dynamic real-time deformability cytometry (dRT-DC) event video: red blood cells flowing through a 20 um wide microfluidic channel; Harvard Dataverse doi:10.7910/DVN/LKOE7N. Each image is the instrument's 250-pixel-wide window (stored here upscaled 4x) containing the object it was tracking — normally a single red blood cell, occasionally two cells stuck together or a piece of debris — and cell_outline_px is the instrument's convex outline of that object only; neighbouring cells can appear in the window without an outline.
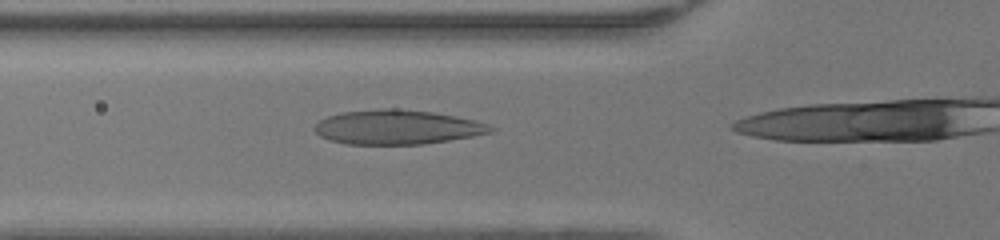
{"species": "human", "species_latin": "Homo sapiens", "temperature_condition": "warm", "stored_images_in_passage": 22, "camera_frame_rate_fps": 3000, "um_per_image_px": 0.085, "donor": {"sex": "female"}, "frame": {"image": 1, "passage_image": 12, "time_ms": 3.667, "image_size_px": [1000, 240], "cell_outline_px": [[496, 128], [492, 132], [472, 136], [424, 144], [348, 144], [328, 140], [320, 136], [312, 128], [320, 120], [328, 116], [340, 112], [380, 108], [396, 108], [432, 112], [456, 116], [476, 120], [488, 124]], "centroid_in_image_um": [33.75, 10.8], "position_along_channel_um": 92.1, "area_um2": 35.43}}
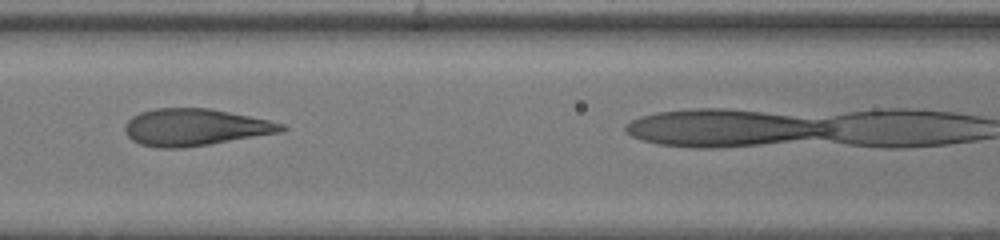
{"frame": {"image": 2, "passage_image": 16, "time_ms": 5.0, "image_size_px": [1000, 240], "cell_outline_px": [[288, 128], [280, 132], [208, 144], [180, 148], [156, 148], [140, 144], [132, 140], [124, 132], [124, 124], [132, 116], [140, 112], [156, 108], [208, 108], [268, 120], [284, 124]], "centroid_in_image_um": [16.51, 10.82], "position_along_channel_um": 150.1, "area_um2": 33.47}}
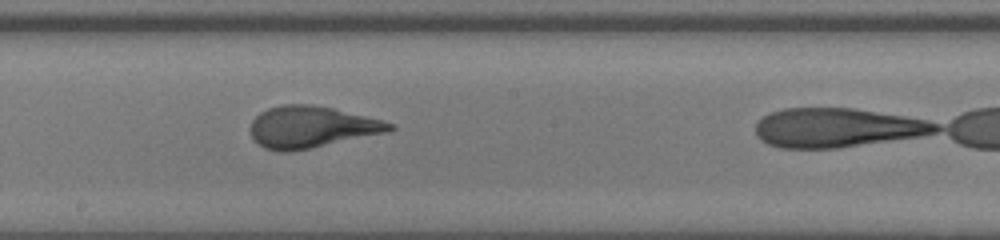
{"frame": {"image": 3, "passage_image": 21, "time_ms": 6.667, "image_size_px": [1000, 240], "cell_outline_px": [[396, 128], [388, 132], [288, 152], [280, 152], [264, 148], [252, 140], [252, 120], [260, 112], [268, 108], [284, 104], [312, 104], [332, 108], [396, 124]], "centroid_in_image_um": [26.44, 10.79], "position_along_channel_um": 221.8, "area_um2": 33.41}}